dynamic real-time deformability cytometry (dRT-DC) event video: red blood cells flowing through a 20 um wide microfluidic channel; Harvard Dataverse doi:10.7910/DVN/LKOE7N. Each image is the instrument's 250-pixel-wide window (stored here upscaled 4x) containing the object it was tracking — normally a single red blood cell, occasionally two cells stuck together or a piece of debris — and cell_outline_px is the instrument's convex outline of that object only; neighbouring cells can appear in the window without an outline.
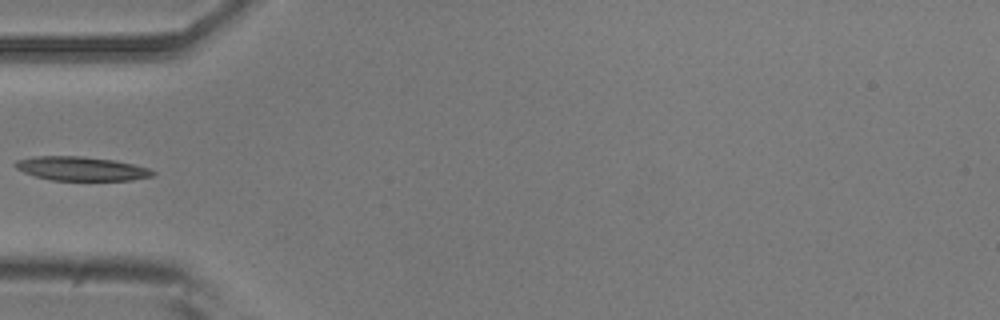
{"species": "common noctule bat (a hibernating species)", "species_latin": "Nyctalus noctula", "temperature_condition": "room temperature", "stored_images_in_passage": 3, "camera_frame_rate_fps": 3000, "um_per_image_px": 0.085, "animal": {"sex": "male", "body_mass_g": 20.5, "forearm_length_mm": 52.5}, "frame": {"image": 1, "passage_image": 3, "time_ms": 2.333, "image_size_px": [1000, 320], "cell_outline_px": [[156, 176], [132, 180], [52, 180], [36, 176], [24, 172], [16, 168], [12, 164], [16, 160], [32, 156], [80, 156], [112, 160], [132, 164], [148, 168], [156, 172]], "centroid_in_image_um": [6.9, 14.33], "position_along_channel_um": 78.1, "area_um2": 19.19}}